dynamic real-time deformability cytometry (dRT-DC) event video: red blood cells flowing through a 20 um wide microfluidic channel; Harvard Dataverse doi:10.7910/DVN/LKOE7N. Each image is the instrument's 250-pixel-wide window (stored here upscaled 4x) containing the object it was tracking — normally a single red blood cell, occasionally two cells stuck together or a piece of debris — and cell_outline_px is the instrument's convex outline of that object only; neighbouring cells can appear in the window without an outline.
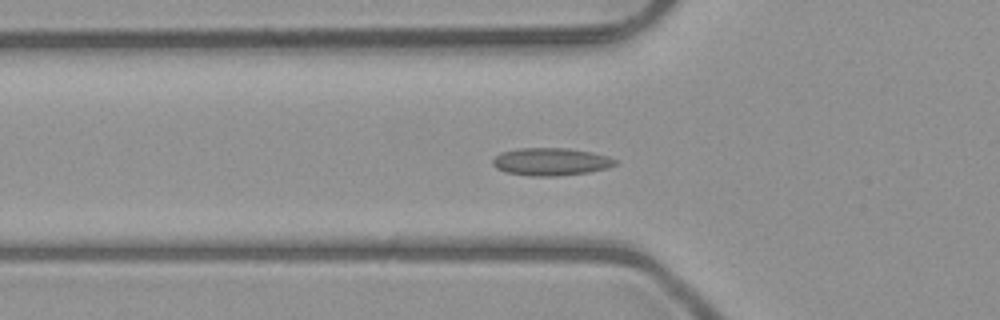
{"species": "common noctule bat (a hibernating species)", "species_latin": "Nyctalus noctula", "temperature_condition": "room temperature", "stored_images_in_passage": 54, "camera_frame_rate_fps": 3000, "um_per_image_px": 0.085, "animal": {"sex": "male", "body_mass_g": 23.1, "forearm_length_mm": 52.7}, "frame": {"image": 1, "passage_image": 19, "time_ms": 6.0, "image_size_px": [1000, 320], "cell_outline_px": [[616, 164], [608, 168], [588, 172], [556, 176], [528, 176], [508, 172], [496, 168], [492, 164], [492, 160], [500, 152], [516, 148], [568, 148], [592, 152], [608, 156], [616, 160]], "centroid_in_image_um": [46.81, 13.74], "position_along_channel_um": 79.0, "area_um2": 19.77}}
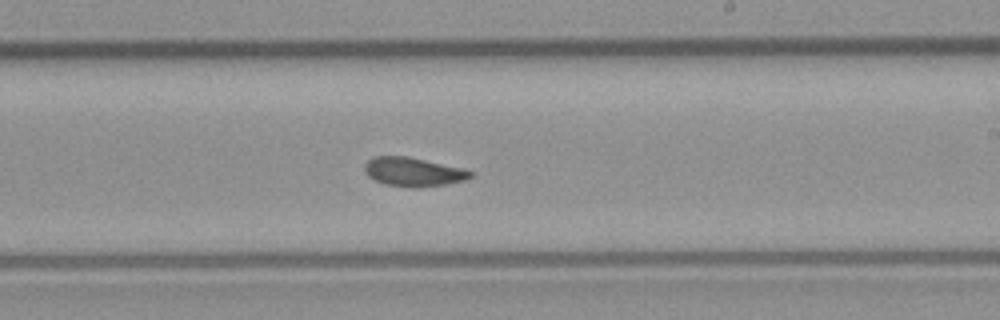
{"frame": {"image": 2, "passage_image": 32, "time_ms": 10.333, "image_size_px": [1000, 320], "cell_outline_px": [[472, 176], [464, 180], [448, 184], [420, 188], [412, 188], [384, 184], [368, 176], [364, 172], [364, 164], [372, 156], [408, 156], [464, 168], [472, 172]], "centroid_in_image_um": [35.11, 14.61], "position_along_channel_um": 253.9, "area_um2": 18.09}}
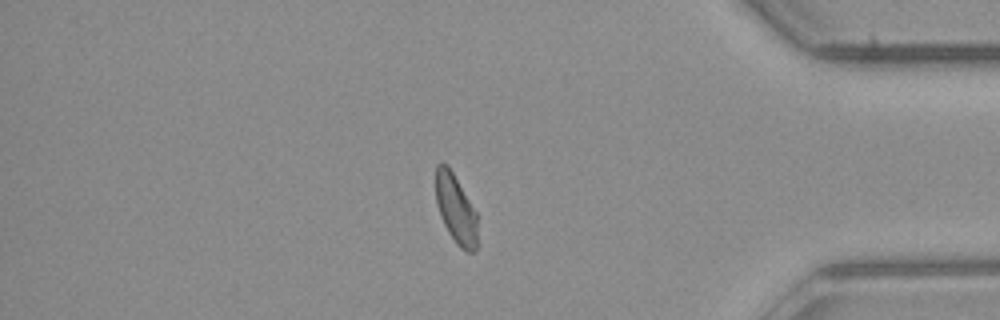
{"frame": {"image": 3, "passage_image": 45, "time_ms": 14.667, "image_size_px": [1000, 320], "cell_outline_px": [[476, 248], [472, 252], [468, 252], [460, 248], [456, 244], [448, 232], [440, 216], [436, 200], [436, 164], [440, 160], [448, 164], [476, 212]], "centroid_in_image_um": [38.71, 17.72], "position_along_channel_um": 396.5, "area_um2": 16.7}, "authors_computed_cell_mechanics": {"area_um2": 18.0914, "velocity_mm_per_s": 4.015, "shape_relaxation_time_tau1_ms": null, "shape_relaxation_time_tau2_ms": 3.5291, "deformation_change_tau1": null, "deformation_change_tau2": 0.0697}}